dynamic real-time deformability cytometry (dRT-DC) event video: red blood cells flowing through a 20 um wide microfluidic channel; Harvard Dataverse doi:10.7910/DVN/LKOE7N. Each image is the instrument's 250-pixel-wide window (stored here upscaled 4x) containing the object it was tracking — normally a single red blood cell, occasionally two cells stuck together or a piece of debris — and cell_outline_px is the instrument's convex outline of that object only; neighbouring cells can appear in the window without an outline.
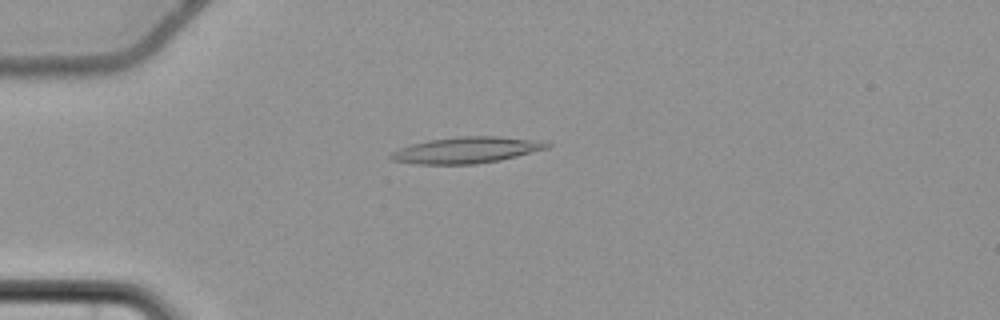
{"species": "common noctule bat (a hibernating species)", "species_latin": "Nyctalus noctula", "temperature_condition": "cold", "stored_images_in_passage": 57, "camera_frame_rate_fps": 3000, "um_per_image_px": 0.085, "animal": {"sex": "female", "body_mass_g": 22.7, "forearm_length_mm": 54.2}, "frame": {"image": 1, "passage_image": 16, "time_ms": 5.0, "image_size_px": [1000, 320], "cell_outline_px": [[552, 144], [548, 148], [500, 160], [476, 164], [416, 164], [392, 160], [388, 156], [392, 152], [400, 148], [412, 144], [428, 140], [460, 136], [496, 136], [540, 140]], "centroid_in_image_um": [39.65, 12.75], "position_along_channel_um": 45.3, "area_um2": 23.81}}
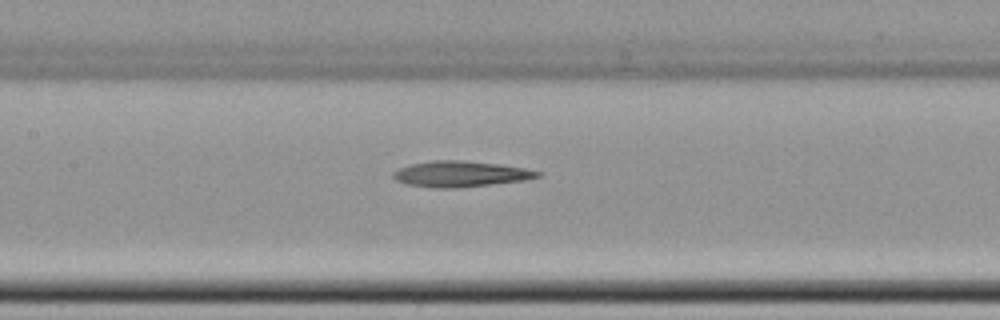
{"frame": {"image": 2, "passage_image": 28, "time_ms": 9.0, "image_size_px": [1000, 320], "cell_outline_px": [[544, 172], [540, 176], [524, 180], [456, 188], [432, 188], [404, 184], [396, 180], [392, 176], [392, 172], [400, 168], [412, 164], [432, 160], [464, 160], [500, 164], [524, 168]], "centroid_in_image_um": [39.12, 14.78], "position_along_channel_um": 168.3, "area_um2": 21.79}}
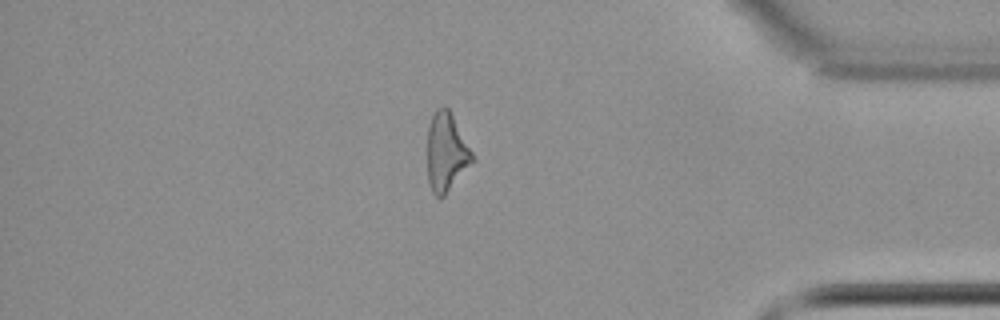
{"frame": {"image": 3, "passage_image": 49, "time_ms": 16.0, "image_size_px": [1000, 320], "cell_outline_px": [[476, 160], [444, 196], [440, 200], [432, 192], [428, 184], [428, 124], [436, 108], [444, 104], [448, 108], [472, 152]], "centroid_in_image_um": [37.93, 12.96], "position_along_channel_um": 397.3, "area_um2": 20.69}, "authors_computed_cell_mechanics": {"area_um2": 21.7906, "velocity_mm_per_s": 3.7, "shape_relaxation_time_tau1_ms": 4.1569, "shape_relaxation_time_tau2_ms": null, "deformation_change_tau1": 0.1361, "deformation_change_tau2": null}}